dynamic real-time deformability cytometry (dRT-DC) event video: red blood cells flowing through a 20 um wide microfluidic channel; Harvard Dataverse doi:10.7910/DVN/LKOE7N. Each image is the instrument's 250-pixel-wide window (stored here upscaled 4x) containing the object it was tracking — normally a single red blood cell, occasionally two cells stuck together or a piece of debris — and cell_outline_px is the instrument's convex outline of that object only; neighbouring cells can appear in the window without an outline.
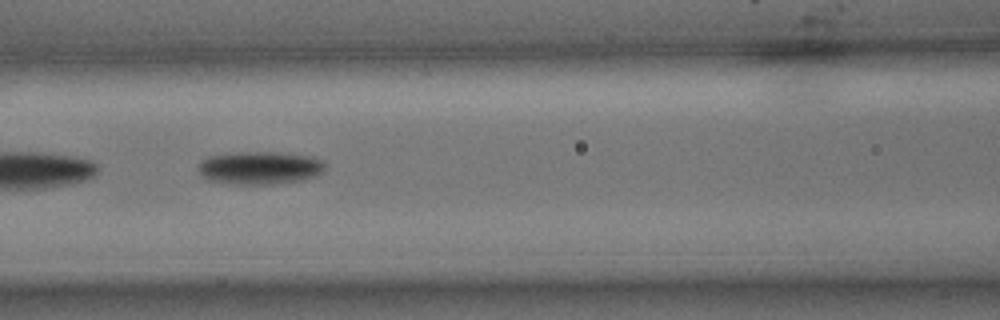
{"species": "common noctule bat (a hibernating species)", "species_latin": "Nyctalus noctula", "temperature_condition": "cold", "stored_images_in_passage": 52, "camera_frame_rate_fps": 3000, "um_per_image_px": 0.085, "animal": {"sex": "male", "body_mass_g": 15.6}, "frame": {"image": 1, "passage_image": 21, "time_ms": 6.667, "image_size_px": [1000, 320], "cell_outline_px": [[324, 168], [316, 176], [304, 180], [272, 184], [224, 184], [208, 180], [200, 172], [200, 160], [208, 156], [236, 152], [272, 152], [312, 156], [324, 160]], "centroid_in_image_um": [22.08, 14.27], "position_along_channel_um": 144.5, "area_um2": 24.45}}
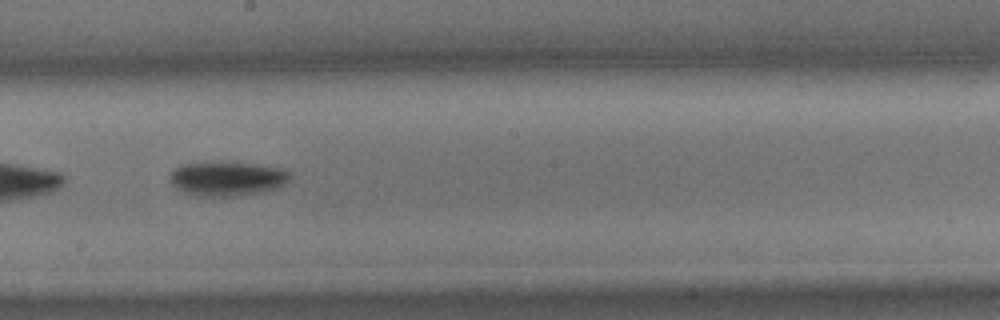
{"frame": {"image": 2, "passage_image": 28, "time_ms": 9.0, "image_size_px": [1000, 320], "cell_outline_px": [[292, 176], [284, 184], [276, 188], [260, 192], [232, 196], [196, 196], [184, 192], [172, 184], [168, 180], [168, 176], [180, 164], [220, 160], [260, 164], [280, 168], [288, 172]], "centroid_in_image_um": [19.27, 15.15], "position_along_channel_um": 228.9, "area_um2": 24.51}}
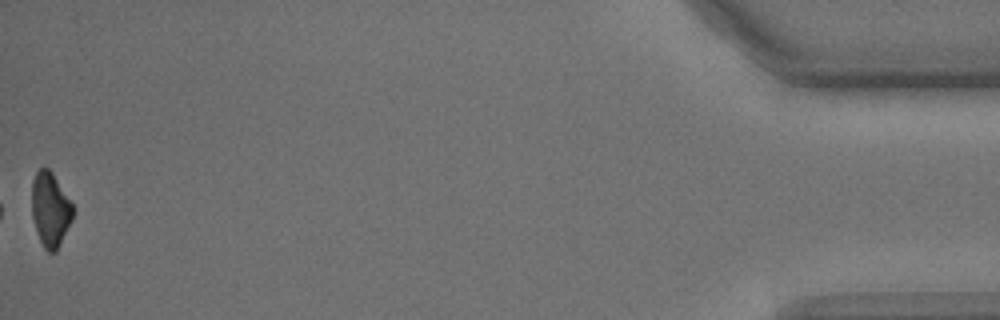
{"frame": {"image": 3, "passage_image": 52, "time_ms": 17.0, "image_size_px": [1000, 320], "cell_outline_px": [[72, 220], [56, 252], [48, 252], [44, 248], [40, 240], [32, 216], [32, 180], [36, 172], [40, 168], [48, 168], [52, 172], [72, 204]], "centroid_in_image_um": [4.26, 17.8], "position_along_channel_um": 430.9, "area_um2": 17.51}, "authors_computed_cell_mechanics": {"area_um2": 23.0044, "velocity_mm_per_s": 3.6228, "shape_relaxation_time_tau1_ms": 2.1561, "shape_relaxation_time_tau2_ms": null, "deformation_change_tau1": 0.1098, "deformation_change_tau2": null}}